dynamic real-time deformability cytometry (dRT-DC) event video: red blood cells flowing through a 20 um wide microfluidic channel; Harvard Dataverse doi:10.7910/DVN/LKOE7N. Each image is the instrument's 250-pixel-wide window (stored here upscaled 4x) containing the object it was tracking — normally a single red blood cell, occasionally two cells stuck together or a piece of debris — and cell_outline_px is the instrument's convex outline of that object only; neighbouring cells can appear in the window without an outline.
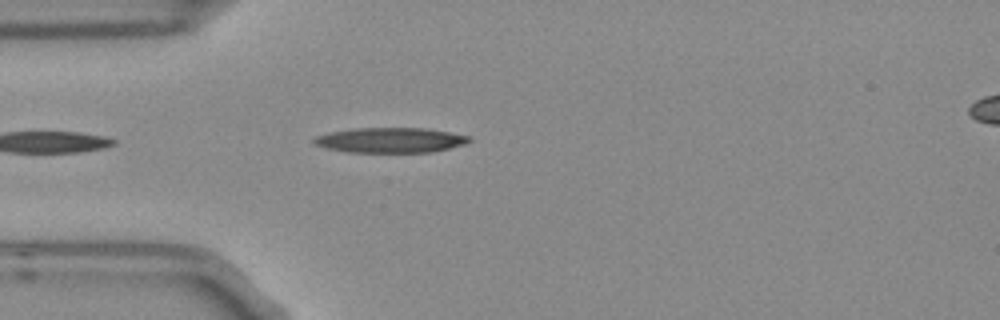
{"species": "Egyptian fruit bat (a non-hibernating species)", "species_latin": "Rousettus aegyptiacus", "temperature_condition": "room temperature", "stored_images_in_passage": 3, "camera_frame_rate_fps": 3000, "um_per_image_px": 0.085, "frame": {"image": 1, "passage_image": 3, "time_ms": 0.667, "image_size_px": [1000, 320], "cell_outline_px": [[472, 140], [464, 144], [432, 152], [348, 152], [328, 148], [316, 144], [312, 140], [316, 136], [332, 132], [356, 128], [424, 128], [448, 132], [468, 136]], "centroid_in_image_um": [33.19, 11.91], "position_along_channel_um": 51.8, "area_um2": 22.31}}